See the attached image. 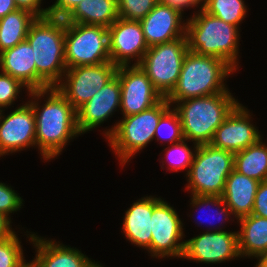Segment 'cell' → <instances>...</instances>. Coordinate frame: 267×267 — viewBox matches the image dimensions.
I'll return each instance as SVG.
<instances>
[{"label": "cell", "instance_id": "cell-22", "mask_svg": "<svg viewBox=\"0 0 267 267\" xmlns=\"http://www.w3.org/2000/svg\"><path fill=\"white\" fill-rule=\"evenodd\" d=\"M1 72L20 80L27 91L36 90V64L27 40L0 53Z\"/></svg>", "mask_w": 267, "mask_h": 267}, {"label": "cell", "instance_id": "cell-36", "mask_svg": "<svg viewBox=\"0 0 267 267\" xmlns=\"http://www.w3.org/2000/svg\"><path fill=\"white\" fill-rule=\"evenodd\" d=\"M82 0H56L48 7V16L64 19Z\"/></svg>", "mask_w": 267, "mask_h": 267}, {"label": "cell", "instance_id": "cell-29", "mask_svg": "<svg viewBox=\"0 0 267 267\" xmlns=\"http://www.w3.org/2000/svg\"><path fill=\"white\" fill-rule=\"evenodd\" d=\"M165 143H177L184 139L178 112L170 107L161 117L155 130L154 139Z\"/></svg>", "mask_w": 267, "mask_h": 267}, {"label": "cell", "instance_id": "cell-7", "mask_svg": "<svg viewBox=\"0 0 267 267\" xmlns=\"http://www.w3.org/2000/svg\"><path fill=\"white\" fill-rule=\"evenodd\" d=\"M234 170V154L211 144L199 145L186 175L191 195L222 196Z\"/></svg>", "mask_w": 267, "mask_h": 267}, {"label": "cell", "instance_id": "cell-35", "mask_svg": "<svg viewBox=\"0 0 267 267\" xmlns=\"http://www.w3.org/2000/svg\"><path fill=\"white\" fill-rule=\"evenodd\" d=\"M252 214L267 218V180L260 182L258 186Z\"/></svg>", "mask_w": 267, "mask_h": 267}, {"label": "cell", "instance_id": "cell-38", "mask_svg": "<svg viewBox=\"0 0 267 267\" xmlns=\"http://www.w3.org/2000/svg\"><path fill=\"white\" fill-rule=\"evenodd\" d=\"M159 2L169 5L173 8L178 9L182 13L184 12V9L186 8H195V6L199 7L201 4H199L198 0H159ZM198 4V5H197Z\"/></svg>", "mask_w": 267, "mask_h": 267}, {"label": "cell", "instance_id": "cell-12", "mask_svg": "<svg viewBox=\"0 0 267 267\" xmlns=\"http://www.w3.org/2000/svg\"><path fill=\"white\" fill-rule=\"evenodd\" d=\"M215 227L185 240L182 259L216 264L241 258L238 249V232H228L216 225Z\"/></svg>", "mask_w": 267, "mask_h": 267}, {"label": "cell", "instance_id": "cell-10", "mask_svg": "<svg viewBox=\"0 0 267 267\" xmlns=\"http://www.w3.org/2000/svg\"><path fill=\"white\" fill-rule=\"evenodd\" d=\"M177 211L169 203L153 196L151 245L147 249L153 258H182L185 248L184 228Z\"/></svg>", "mask_w": 267, "mask_h": 267}, {"label": "cell", "instance_id": "cell-21", "mask_svg": "<svg viewBox=\"0 0 267 267\" xmlns=\"http://www.w3.org/2000/svg\"><path fill=\"white\" fill-rule=\"evenodd\" d=\"M260 182L233 170L227 177L221 196L237 220L252 214L254 199Z\"/></svg>", "mask_w": 267, "mask_h": 267}, {"label": "cell", "instance_id": "cell-27", "mask_svg": "<svg viewBox=\"0 0 267 267\" xmlns=\"http://www.w3.org/2000/svg\"><path fill=\"white\" fill-rule=\"evenodd\" d=\"M201 8L208 14L236 27H240L248 10L244 0H207Z\"/></svg>", "mask_w": 267, "mask_h": 267}, {"label": "cell", "instance_id": "cell-37", "mask_svg": "<svg viewBox=\"0 0 267 267\" xmlns=\"http://www.w3.org/2000/svg\"><path fill=\"white\" fill-rule=\"evenodd\" d=\"M18 9L26 10L37 18L48 16V8H41L42 0H14Z\"/></svg>", "mask_w": 267, "mask_h": 267}, {"label": "cell", "instance_id": "cell-33", "mask_svg": "<svg viewBox=\"0 0 267 267\" xmlns=\"http://www.w3.org/2000/svg\"><path fill=\"white\" fill-rule=\"evenodd\" d=\"M190 197H191L190 205L192 206V208L201 209L202 207H208V206L210 207V205L213 208L216 207L215 208L216 210L214 209L216 211L215 215L220 217V218L218 217L219 219L218 221H220L221 219L222 221L224 220L227 221L231 219L230 218L231 216H233L230 211V208L225 204L224 200L220 196L192 195ZM198 222H200V220Z\"/></svg>", "mask_w": 267, "mask_h": 267}, {"label": "cell", "instance_id": "cell-30", "mask_svg": "<svg viewBox=\"0 0 267 267\" xmlns=\"http://www.w3.org/2000/svg\"><path fill=\"white\" fill-rule=\"evenodd\" d=\"M15 233L0 240V267H25L29 263L24 259L20 239Z\"/></svg>", "mask_w": 267, "mask_h": 267}, {"label": "cell", "instance_id": "cell-17", "mask_svg": "<svg viewBox=\"0 0 267 267\" xmlns=\"http://www.w3.org/2000/svg\"><path fill=\"white\" fill-rule=\"evenodd\" d=\"M182 17L183 13L178 9L158 2L143 19L139 20L148 47L186 35V22Z\"/></svg>", "mask_w": 267, "mask_h": 267}, {"label": "cell", "instance_id": "cell-32", "mask_svg": "<svg viewBox=\"0 0 267 267\" xmlns=\"http://www.w3.org/2000/svg\"><path fill=\"white\" fill-rule=\"evenodd\" d=\"M23 87L27 88L20 80L0 71V109L11 106Z\"/></svg>", "mask_w": 267, "mask_h": 267}, {"label": "cell", "instance_id": "cell-42", "mask_svg": "<svg viewBox=\"0 0 267 267\" xmlns=\"http://www.w3.org/2000/svg\"><path fill=\"white\" fill-rule=\"evenodd\" d=\"M199 4L201 3V6L207 1V0H198Z\"/></svg>", "mask_w": 267, "mask_h": 267}, {"label": "cell", "instance_id": "cell-40", "mask_svg": "<svg viewBox=\"0 0 267 267\" xmlns=\"http://www.w3.org/2000/svg\"><path fill=\"white\" fill-rule=\"evenodd\" d=\"M17 9L14 0H0V19Z\"/></svg>", "mask_w": 267, "mask_h": 267}, {"label": "cell", "instance_id": "cell-28", "mask_svg": "<svg viewBox=\"0 0 267 267\" xmlns=\"http://www.w3.org/2000/svg\"><path fill=\"white\" fill-rule=\"evenodd\" d=\"M186 139H183L180 142L169 144L166 148L163 149L165 151L166 161H168L167 171L171 170L178 172L179 170L185 169L188 174V171L193 163V159L198 148V144L194 143V148L188 147ZM193 150V151H192Z\"/></svg>", "mask_w": 267, "mask_h": 267}, {"label": "cell", "instance_id": "cell-2", "mask_svg": "<svg viewBox=\"0 0 267 267\" xmlns=\"http://www.w3.org/2000/svg\"><path fill=\"white\" fill-rule=\"evenodd\" d=\"M26 40L36 64V90L55 87L67 70L65 64V21L41 17L31 24Z\"/></svg>", "mask_w": 267, "mask_h": 267}, {"label": "cell", "instance_id": "cell-24", "mask_svg": "<svg viewBox=\"0 0 267 267\" xmlns=\"http://www.w3.org/2000/svg\"><path fill=\"white\" fill-rule=\"evenodd\" d=\"M118 18V0H82L64 21L108 28Z\"/></svg>", "mask_w": 267, "mask_h": 267}, {"label": "cell", "instance_id": "cell-31", "mask_svg": "<svg viewBox=\"0 0 267 267\" xmlns=\"http://www.w3.org/2000/svg\"><path fill=\"white\" fill-rule=\"evenodd\" d=\"M159 0H118L119 17L124 20L143 19Z\"/></svg>", "mask_w": 267, "mask_h": 267}, {"label": "cell", "instance_id": "cell-41", "mask_svg": "<svg viewBox=\"0 0 267 267\" xmlns=\"http://www.w3.org/2000/svg\"><path fill=\"white\" fill-rule=\"evenodd\" d=\"M256 259L257 263L255 267H267V251Z\"/></svg>", "mask_w": 267, "mask_h": 267}, {"label": "cell", "instance_id": "cell-19", "mask_svg": "<svg viewBox=\"0 0 267 267\" xmlns=\"http://www.w3.org/2000/svg\"><path fill=\"white\" fill-rule=\"evenodd\" d=\"M30 233L27 237L36 249L34 260L29 261L30 267H103L76 248Z\"/></svg>", "mask_w": 267, "mask_h": 267}, {"label": "cell", "instance_id": "cell-13", "mask_svg": "<svg viewBox=\"0 0 267 267\" xmlns=\"http://www.w3.org/2000/svg\"><path fill=\"white\" fill-rule=\"evenodd\" d=\"M116 76L121 85L123 117L149 109L164 98L139 65L118 66Z\"/></svg>", "mask_w": 267, "mask_h": 267}, {"label": "cell", "instance_id": "cell-4", "mask_svg": "<svg viewBox=\"0 0 267 267\" xmlns=\"http://www.w3.org/2000/svg\"><path fill=\"white\" fill-rule=\"evenodd\" d=\"M236 72L224 60L189 51L184 57L178 82L166 97L171 106L176 102L230 91L224 81Z\"/></svg>", "mask_w": 267, "mask_h": 267}, {"label": "cell", "instance_id": "cell-25", "mask_svg": "<svg viewBox=\"0 0 267 267\" xmlns=\"http://www.w3.org/2000/svg\"><path fill=\"white\" fill-rule=\"evenodd\" d=\"M262 139L234 154V170L259 182L267 180V144Z\"/></svg>", "mask_w": 267, "mask_h": 267}, {"label": "cell", "instance_id": "cell-3", "mask_svg": "<svg viewBox=\"0 0 267 267\" xmlns=\"http://www.w3.org/2000/svg\"><path fill=\"white\" fill-rule=\"evenodd\" d=\"M199 9L186 19L188 50L218 57L238 70L240 27L208 14L201 7Z\"/></svg>", "mask_w": 267, "mask_h": 267}, {"label": "cell", "instance_id": "cell-18", "mask_svg": "<svg viewBox=\"0 0 267 267\" xmlns=\"http://www.w3.org/2000/svg\"><path fill=\"white\" fill-rule=\"evenodd\" d=\"M121 104V85L115 76L101 88L89 101L79 107L77 127L84 134L107 121Z\"/></svg>", "mask_w": 267, "mask_h": 267}, {"label": "cell", "instance_id": "cell-9", "mask_svg": "<svg viewBox=\"0 0 267 267\" xmlns=\"http://www.w3.org/2000/svg\"><path fill=\"white\" fill-rule=\"evenodd\" d=\"M188 52L186 35L176 40L150 46L138 64L163 97L175 88Z\"/></svg>", "mask_w": 267, "mask_h": 267}, {"label": "cell", "instance_id": "cell-16", "mask_svg": "<svg viewBox=\"0 0 267 267\" xmlns=\"http://www.w3.org/2000/svg\"><path fill=\"white\" fill-rule=\"evenodd\" d=\"M249 112L239 103L216 129L210 144L235 154L258 142L262 137Z\"/></svg>", "mask_w": 267, "mask_h": 267}, {"label": "cell", "instance_id": "cell-6", "mask_svg": "<svg viewBox=\"0 0 267 267\" xmlns=\"http://www.w3.org/2000/svg\"><path fill=\"white\" fill-rule=\"evenodd\" d=\"M171 107L164 97L149 109L138 114L122 117L111 129L104 130L110 148L120 159L121 166L130 161L140 150L154 140L160 117Z\"/></svg>", "mask_w": 267, "mask_h": 267}, {"label": "cell", "instance_id": "cell-11", "mask_svg": "<svg viewBox=\"0 0 267 267\" xmlns=\"http://www.w3.org/2000/svg\"><path fill=\"white\" fill-rule=\"evenodd\" d=\"M117 69L112 62L68 68L55 87L77 110L116 76Z\"/></svg>", "mask_w": 267, "mask_h": 267}, {"label": "cell", "instance_id": "cell-39", "mask_svg": "<svg viewBox=\"0 0 267 267\" xmlns=\"http://www.w3.org/2000/svg\"><path fill=\"white\" fill-rule=\"evenodd\" d=\"M11 222L6 216L0 213V240L8 238L15 232L12 229Z\"/></svg>", "mask_w": 267, "mask_h": 267}, {"label": "cell", "instance_id": "cell-5", "mask_svg": "<svg viewBox=\"0 0 267 267\" xmlns=\"http://www.w3.org/2000/svg\"><path fill=\"white\" fill-rule=\"evenodd\" d=\"M239 104L230 91L176 102L184 139L198 145L210 144L216 129Z\"/></svg>", "mask_w": 267, "mask_h": 267}, {"label": "cell", "instance_id": "cell-20", "mask_svg": "<svg viewBox=\"0 0 267 267\" xmlns=\"http://www.w3.org/2000/svg\"><path fill=\"white\" fill-rule=\"evenodd\" d=\"M153 212V196H144L136 200L125 212L123 219V235L135 246L148 249L151 245V216Z\"/></svg>", "mask_w": 267, "mask_h": 267}, {"label": "cell", "instance_id": "cell-8", "mask_svg": "<svg viewBox=\"0 0 267 267\" xmlns=\"http://www.w3.org/2000/svg\"><path fill=\"white\" fill-rule=\"evenodd\" d=\"M64 49L67 69L111 62L104 26L65 22Z\"/></svg>", "mask_w": 267, "mask_h": 267}, {"label": "cell", "instance_id": "cell-1", "mask_svg": "<svg viewBox=\"0 0 267 267\" xmlns=\"http://www.w3.org/2000/svg\"><path fill=\"white\" fill-rule=\"evenodd\" d=\"M27 94L35 116L36 147L45 162L53 160L67 143L81 135L76 109L56 87L31 90ZM45 96V104L41 106V98Z\"/></svg>", "mask_w": 267, "mask_h": 267}, {"label": "cell", "instance_id": "cell-34", "mask_svg": "<svg viewBox=\"0 0 267 267\" xmlns=\"http://www.w3.org/2000/svg\"><path fill=\"white\" fill-rule=\"evenodd\" d=\"M23 206V198L6 183L0 182V213L6 216L10 221V213L20 210Z\"/></svg>", "mask_w": 267, "mask_h": 267}, {"label": "cell", "instance_id": "cell-14", "mask_svg": "<svg viewBox=\"0 0 267 267\" xmlns=\"http://www.w3.org/2000/svg\"><path fill=\"white\" fill-rule=\"evenodd\" d=\"M110 61L116 66L138 65L146 51V44L139 21L118 18L108 27Z\"/></svg>", "mask_w": 267, "mask_h": 267}, {"label": "cell", "instance_id": "cell-15", "mask_svg": "<svg viewBox=\"0 0 267 267\" xmlns=\"http://www.w3.org/2000/svg\"><path fill=\"white\" fill-rule=\"evenodd\" d=\"M0 114V157L25 148L36 147L35 116L32 106L26 102L10 114ZM5 115V116H4Z\"/></svg>", "mask_w": 267, "mask_h": 267}, {"label": "cell", "instance_id": "cell-23", "mask_svg": "<svg viewBox=\"0 0 267 267\" xmlns=\"http://www.w3.org/2000/svg\"><path fill=\"white\" fill-rule=\"evenodd\" d=\"M238 249L242 258H258L267 251V218L250 214L237 221Z\"/></svg>", "mask_w": 267, "mask_h": 267}, {"label": "cell", "instance_id": "cell-26", "mask_svg": "<svg viewBox=\"0 0 267 267\" xmlns=\"http://www.w3.org/2000/svg\"><path fill=\"white\" fill-rule=\"evenodd\" d=\"M36 16L26 10L17 9L0 19V53L26 40Z\"/></svg>", "mask_w": 267, "mask_h": 267}]
</instances>
